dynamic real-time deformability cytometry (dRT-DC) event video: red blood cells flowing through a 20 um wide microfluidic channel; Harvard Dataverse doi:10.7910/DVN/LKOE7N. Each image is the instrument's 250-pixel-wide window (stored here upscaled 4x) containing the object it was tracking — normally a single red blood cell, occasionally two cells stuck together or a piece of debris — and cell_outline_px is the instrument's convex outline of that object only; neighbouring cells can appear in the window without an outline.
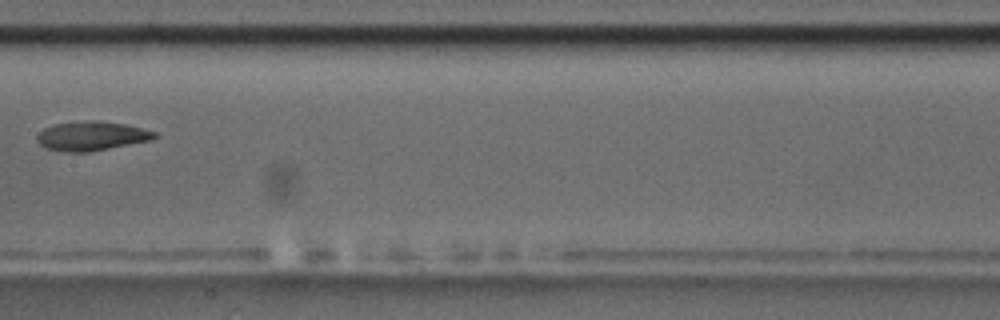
{"species": "common noctule bat (a hibernating species)", "species_latin": "Nyctalus noctula", "temperature_condition": "room temperature", "stored_images_in_passage": 14, "camera_frame_rate_fps": 3000, "um_per_image_px": 0.085, "animal": {"sex": "male", "body_mass_g": 17.5, "forearm_length_mm": 52.3}, "frame": {"image": 1, "passage_image": 8, "time_ms": 9.0, "image_size_px": [1000, 320], "cell_outline_px": [[156, 136], [152, 140], [88, 152], [64, 152], [48, 148], [40, 144], [36, 140], [36, 136], [44, 128], [56, 124], [88, 120], [92, 120], [124, 124], [156, 132]], "centroid_in_image_um": [7.76, 11.56], "position_along_channel_um": 199.6, "area_um2": 19.71}, "authors_computed_cell_mechanics": {"area_um2": 20.3456, "velocity_mm_per_s": 3.6776, "shape_relaxation_time_tau1_ms": 6.5268, "shape_relaxation_time_tau2_ms": 3.1791, "deformation_change_tau1": 0.2319, "deformation_change_tau2": 0.0794}}